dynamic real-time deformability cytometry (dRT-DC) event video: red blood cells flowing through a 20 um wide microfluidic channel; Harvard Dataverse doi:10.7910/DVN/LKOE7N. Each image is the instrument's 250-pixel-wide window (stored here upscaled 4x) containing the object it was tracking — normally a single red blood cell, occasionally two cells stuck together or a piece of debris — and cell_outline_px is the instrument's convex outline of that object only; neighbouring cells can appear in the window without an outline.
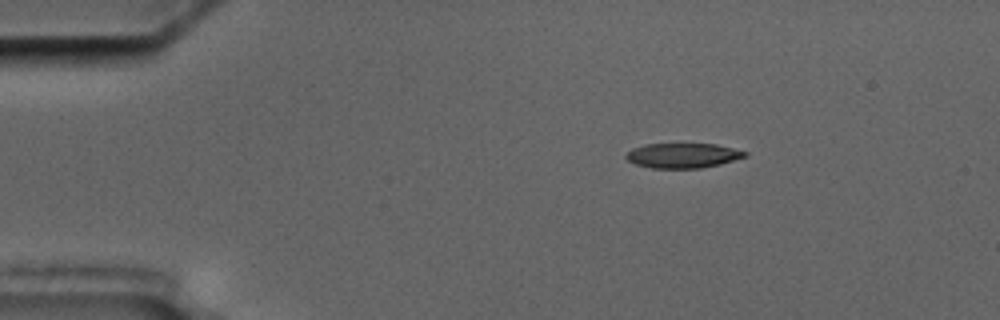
{"species": "common noctule bat (a hibernating species)", "species_latin": "Nyctalus noctula", "temperature_condition": "cold", "stored_images_in_passage": 3, "camera_frame_rate_fps": 3000, "um_per_image_px": 0.085, "animal": {"sex": "male", "body_mass_g": 17.5, "forearm_length_mm": 52.3}, "frame": {"image": 1, "passage_image": 1, "time_ms": 0.0, "image_size_px": [1000, 320], "cell_outline_px": [[748, 156], [720, 164], [700, 168], [652, 168], [636, 164], [628, 160], [624, 156], [632, 148], [644, 144], [716, 144], [748, 152]], "centroid_in_image_um": [58.04, 13.22], "position_along_channel_um": 27.0, "area_um2": 17.17}}